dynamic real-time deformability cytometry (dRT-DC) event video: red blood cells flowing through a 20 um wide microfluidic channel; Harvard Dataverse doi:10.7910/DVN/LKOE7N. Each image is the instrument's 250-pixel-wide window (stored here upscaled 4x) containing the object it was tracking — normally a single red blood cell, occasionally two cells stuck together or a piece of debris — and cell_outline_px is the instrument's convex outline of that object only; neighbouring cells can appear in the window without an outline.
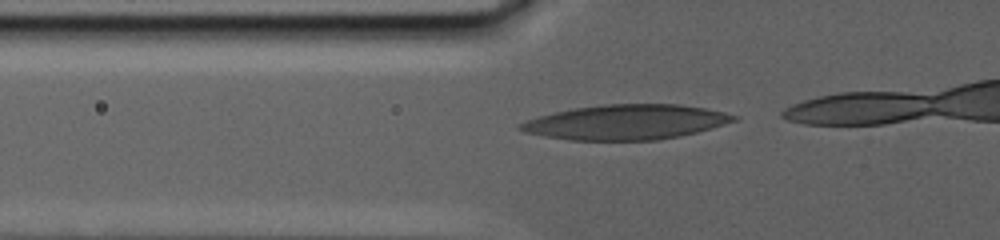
{"species": "human", "species_latin": "Homo sapiens", "temperature_condition": "warm", "stored_images_in_passage": 26, "camera_frame_rate_fps": 3000, "um_per_image_px": 0.085, "donor": {"sex": "male"}, "frame": {"image": 1, "passage_image": 3, "time_ms": 0.333, "image_size_px": [1000, 240], "cell_outline_px": [[740, 116], [736, 120], [724, 124], [696, 132], [680, 136], [656, 140], [568, 140], [544, 136], [524, 132], [516, 128], [516, 124], [536, 116], [572, 108], [604, 104], [680, 104], [704, 108], [724, 112]], "centroid_in_image_um": [53.15, 10.38], "position_along_channel_um": 72.7, "area_um2": 43.58}}
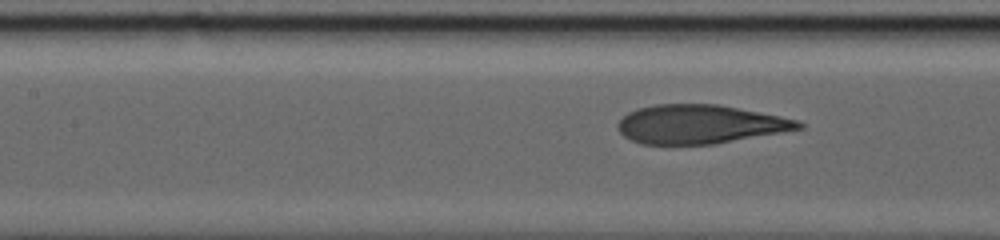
{"frame": {"image": 2, "passage_image": 15, "time_ms": 3.667, "image_size_px": [1000, 240], "cell_outline_px": [[804, 128], [716, 144], [640, 144], [624, 136], [616, 128], [616, 124], [628, 112], [636, 108], [656, 104], [720, 104], [780, 116], [796, 120], [804, 124]], "centroid_in_image_um": [59.47, 10.56], "position_along_channel_um": 147.9, "area_um2": 40.98}}
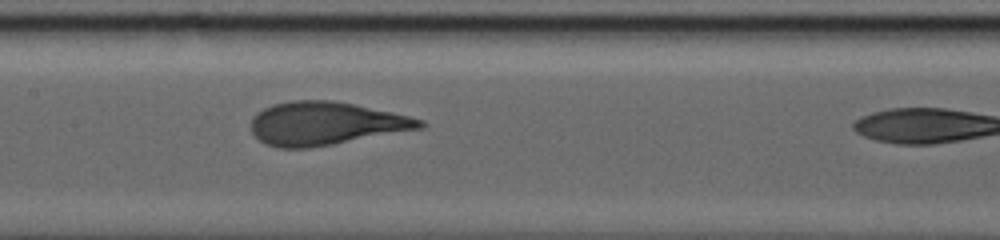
{"frame": {"image": 3, "passage_image": 23, "time_ms": 5.0, "image_size_px": [1000, 240], "cell_outline_px": [[428, 124], [420, 128], [332, 144], [308, 148], [276, 148], [264, 144], [252, 132], [252, 116], [256, 112], [272, 104], [292, 100], [332, 100], [356, 104], [392, 112], [424, 120]], "centroid_in_image_um": [27.63, 10.48], "position_along_channel_um": 179.8, "area_um2": 42.37}}